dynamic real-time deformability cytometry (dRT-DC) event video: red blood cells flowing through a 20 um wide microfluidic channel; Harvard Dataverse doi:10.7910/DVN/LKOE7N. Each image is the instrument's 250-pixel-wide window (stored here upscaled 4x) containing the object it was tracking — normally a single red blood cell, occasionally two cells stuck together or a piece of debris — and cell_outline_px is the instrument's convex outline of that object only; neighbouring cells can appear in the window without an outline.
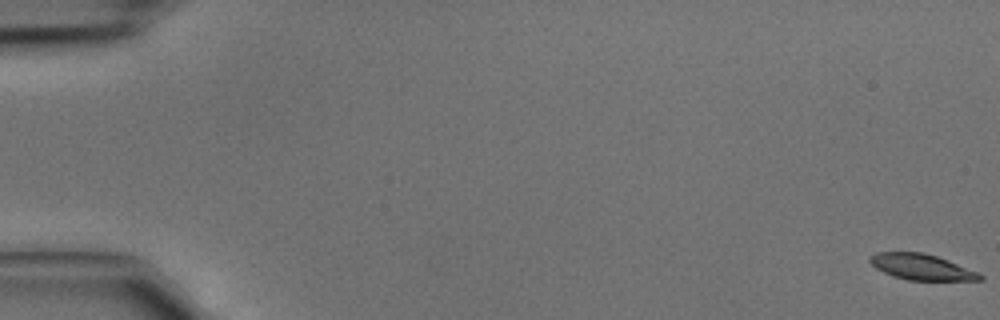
{"species": "common noctule bat (a hibernating species)", "species_latin": "Nyctalus noctula", "temperature_condition": "cold", "stored_images_in_passage": 47, "camera_frame_rate_fps": 3000, "um_per_image_px": 0.085, "animal": {"sex": "male", "body_mass_g": 15.6}, "frame": {"image": 1, "passage_image": 1, "time_ms": 0.0, "image_size_px": [1000, 320], "cell_outline_px": [[984, 280], [908, 280], [892, 276], [876, 268], [868, 260], [868, 256], [876, 252], [924, 252], [936, 256], [976, 272], [984, 276]], "centroid_in_image_um": [78.26, 22.69], "position_along_channel_um": 6.7, "area_um2": 16.36}}
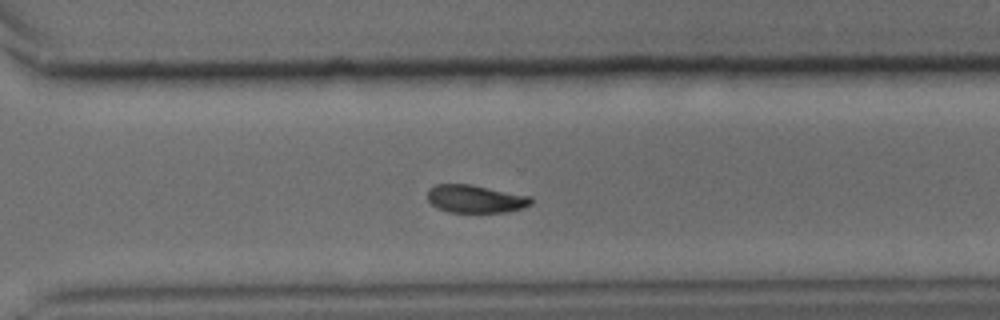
{"frame": {"image": 2, "passage_image": 34, "time_ms": 11.0, "image_size_px": [1000, 320], "cell_outline_px": [[532, 204], [524, 208], [508, 212], [448, 212], [432, 204], [428, 200], [428, 188], [436, 184], [472, 184], [532, 196]], "centroid_in_image_um": [40.45, 16.89], "position_along_channel_um": 330.1, "area_um2": 16.99}}
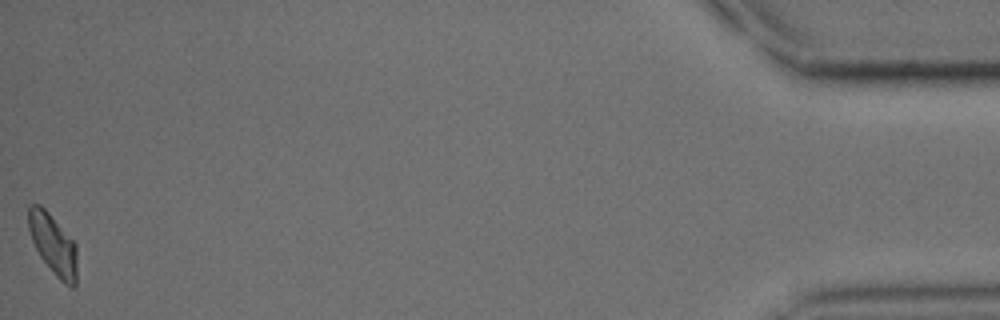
{"frame": {"image": 3, "passage_image": 47, "time_ms": 15.333, "image_size_px": [1000, 320], "cell_outline_px": [[76, 288], [72, 288], [64, 284], [56, 276], [40, 256], [32, 240], [28, 228], [28, 204], [40, 204], [48, 212], [76, 244]], "centroid_in_image_um": [4.51, 20.78], "position_along_channel_um": 430.7, "area_um2": 17.05}}